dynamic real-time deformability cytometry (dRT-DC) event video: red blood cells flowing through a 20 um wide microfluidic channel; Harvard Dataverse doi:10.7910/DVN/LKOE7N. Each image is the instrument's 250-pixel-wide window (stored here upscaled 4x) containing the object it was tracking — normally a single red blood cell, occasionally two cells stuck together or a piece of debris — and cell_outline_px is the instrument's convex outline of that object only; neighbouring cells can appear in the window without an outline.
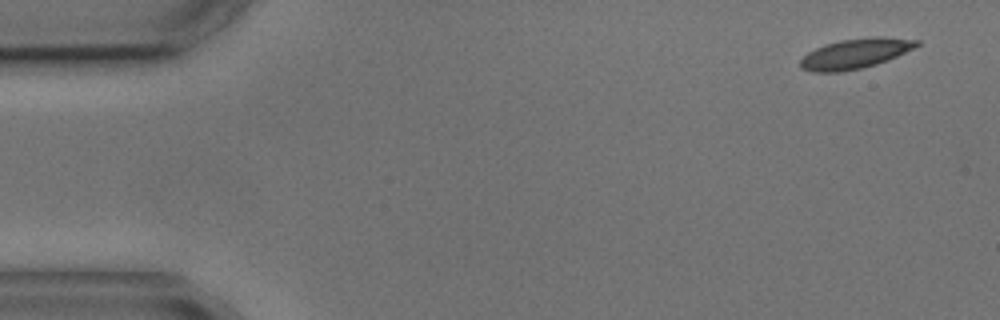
{"species": "common noctule bat (a hibernating species)", "species_latin": "Nyctalus noctula", "temperature_condition": "cold", "stored_images_in_passage": 3, "camera_frame_rate_fps": 3000, "um_per_image_px": 0.085, "animal": {"sex": "male", "body_mass_g": 17.9, "forearm_length_mm": 54.2}, "frame": {"image": 1, "passage_image": 1, "time_ms": 0.0, "image_size_px": [1000, 320], "cell_outline_px": [[920, 44], [888, 60], [876, 64], [860, 68], [840, 72], [812, 72], [800, 68], [800, 60], [808, 52], [824, 44], [840, 40], [872, 36], [880, 36], [920, 40]], "centroid_in_image_um": [72.67, 4.55], "position_along_channel_um": 12.3, "area_um2": 20.29}}
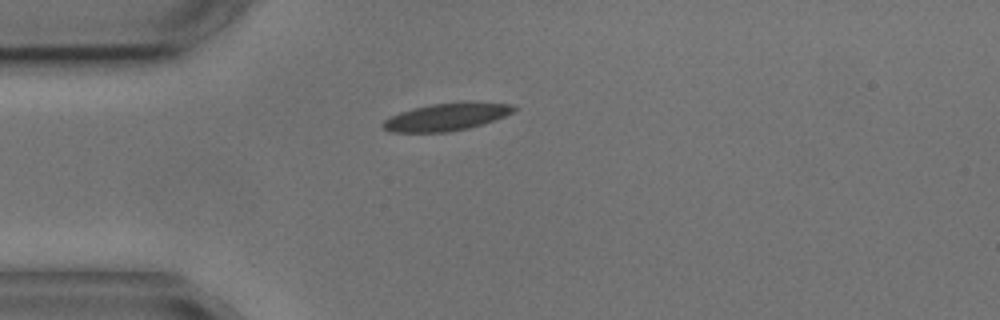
{"frame": {"image": 2, "passage_image": 3, "time_ms": 3.667, "image_size_px": [1000, 320], "cell_outline_px": [[516, 108], [512, 112], [504, 116], [468, 128], [444, 132], [392, 132], [384, 128], [380, 124], [384, 120], [400, 112], [412, 108], [432, 104], [464, 100], [516, 104]], "centroid_in_image_um": [37.97, 9.9], "position_along_channel_um": 47.0, "area_um2": 21.1}}